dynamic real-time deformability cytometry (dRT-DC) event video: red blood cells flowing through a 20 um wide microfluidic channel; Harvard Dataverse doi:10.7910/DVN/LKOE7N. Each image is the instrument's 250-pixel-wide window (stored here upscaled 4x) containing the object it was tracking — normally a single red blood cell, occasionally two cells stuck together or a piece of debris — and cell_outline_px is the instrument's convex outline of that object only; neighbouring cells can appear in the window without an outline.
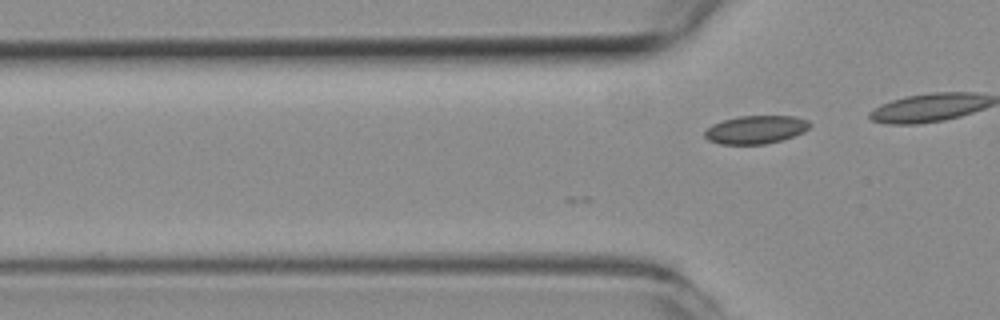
{"species": "common noctule bat (a hibernating species)", "species_latin": "Nyctalus noctula", "temperature_condition": "room temperature", "stored_images_in_passage": 12, "camera_frame_rate_fps": 3000, "um_per_image_px": 0.085, "animal": {"sex": "female", "body_mass_g": 19.3, "forearm_length_mm": 54.1}, "frame": {"image": 1, "passage_image": 12, "time_ms": 3.667, "image_size_px": [1000, 320], "cell_outline_px": [[812, 124], [804, 132], [780, 140], [764, 144], [720, 144], [708, 140], [704, 136], [704, 132], [712, 124], [724, 120], [740, 116], [792, 116], [808, 120]], "centroid_in_image_um": [64.23, 11.02], "position_along_channel_um": 61.6, "area_um2": 17.11}}